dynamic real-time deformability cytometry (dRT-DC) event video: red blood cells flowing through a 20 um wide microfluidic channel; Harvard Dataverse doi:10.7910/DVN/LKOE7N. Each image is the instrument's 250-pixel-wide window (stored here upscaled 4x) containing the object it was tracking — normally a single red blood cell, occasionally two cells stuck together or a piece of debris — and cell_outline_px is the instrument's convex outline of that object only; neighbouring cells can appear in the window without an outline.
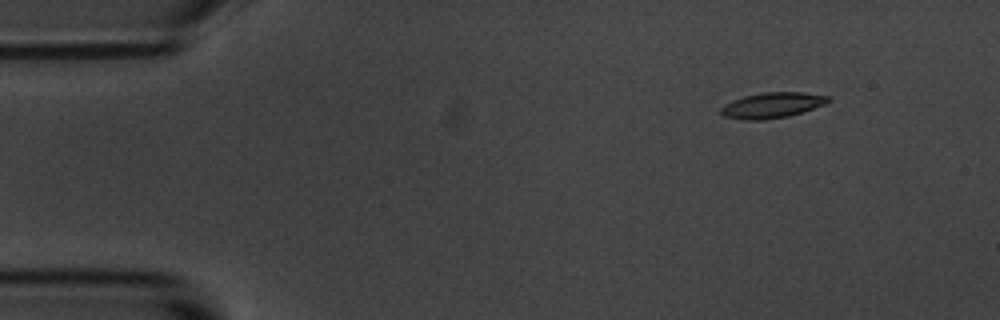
{"species": "common noctule bat (a hibernating species)", "species_latin": "Nyctalus noctula", "temperature_condition": "room temperature", "stored_images_in_passage": 6, "segment_of_instrument_passage": [2, 2], "camera_frame_rate_fps": 3000, "um_per_image_px": 0.085, "animal": {"sex": "male", "body_mass_g": 20.1, "forearm_length_mm": 53.5}, "frame": {"image": 1, "passage_image": 6, "time_ms": 6.0, "image_size_px": [1000, 320], "cell_outline_px": [[832, 100], [824, 104], [788, 116], [764, 120], [744, 120], [724, 116], [720, 112], [720, 108], [724, 104], [732, 100], [744, 96], [764, 92], [800, 92], [828, 96]], "centroid_in_image_um": [65.58, 8.94], "position_along_channel_um": 19.4, "area_um2": 15.84}}